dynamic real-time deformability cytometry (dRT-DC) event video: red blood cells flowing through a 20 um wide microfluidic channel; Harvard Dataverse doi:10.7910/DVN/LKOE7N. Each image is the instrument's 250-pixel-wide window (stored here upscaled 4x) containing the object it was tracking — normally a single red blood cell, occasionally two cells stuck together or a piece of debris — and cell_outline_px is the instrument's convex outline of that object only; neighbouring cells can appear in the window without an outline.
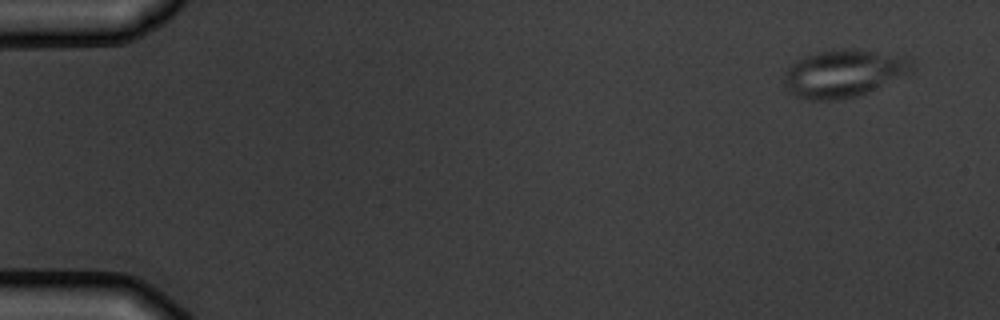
{"species": "common noctule bat (a hibernating species)", "species_latin": "Nyctalus noctula", "temperature_condition": "warm", "stored_images_in_passage": 8, "camera_frame_rate_fps": 3000, "um_per_image_px": 0.085, "animal": {"sex": "male", "body_mass_g": 19.5, "forearm_length_mm": 54.6}, "frame": {"image": 1, "passage_image": 1, "time_ms": 0.0, "image_size_px": [1000, 320], "cell_outline_px": [[916, 68], [912, 72], [868, 92], [856, 96], [840, 100], [808, 100], [796, 96], [788, 92], [784, 84], [784, 72], [792, 64], [808, 56], [820, 52], [844, 48], [852, 48], [908, 56], [912, 60]], "centroid_in_image_um": [71.76, 6.24], "position_along_channel_um": 13.2, "area_um2": 35.6}}